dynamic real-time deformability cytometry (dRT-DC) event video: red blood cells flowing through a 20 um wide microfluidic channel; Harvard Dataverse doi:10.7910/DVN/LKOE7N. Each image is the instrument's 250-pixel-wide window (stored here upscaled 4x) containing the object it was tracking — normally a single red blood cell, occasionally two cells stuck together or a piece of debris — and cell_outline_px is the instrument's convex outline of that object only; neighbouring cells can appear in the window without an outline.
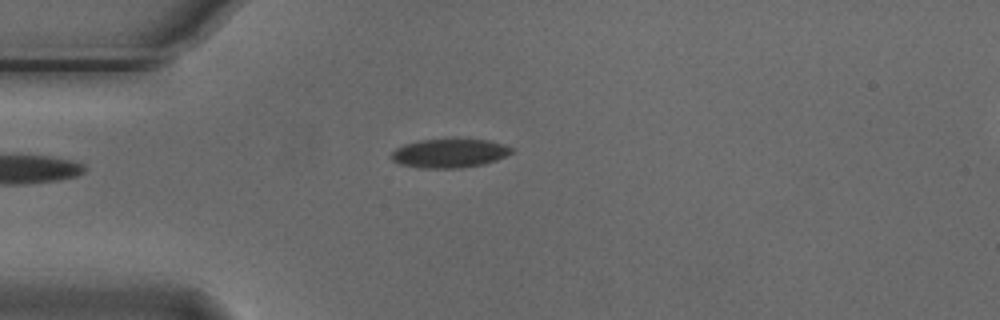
{"species": "Egyptian fruit bat (a non-hibernating species)", "species_latin": "Rousettus aegyptiacus", "temperature_condition": "cold", "stored_images_in_passage": 41, "camera_frame_rate_fps": 3000, "um_per_image_px": 0.085, "animal": {"sex": "male"}, "frame": {"image": 1, "passage_image": 1, "time_ms": 0.0, "image_size_px": [1000, 320], "cell_outline_px": [[516, 152], [496, 160], [484, 164], [460, 168], [420, 168], [400, 164], [392, 160], [388, 156], [396, 148], [404, 144], [420, 140], [488, 140], [504, 144], [512, 148]], "centroid_in_image_um": [38.2, 13.04], "position_along_channel_um": 46.8, "area_um2": 20.23}}
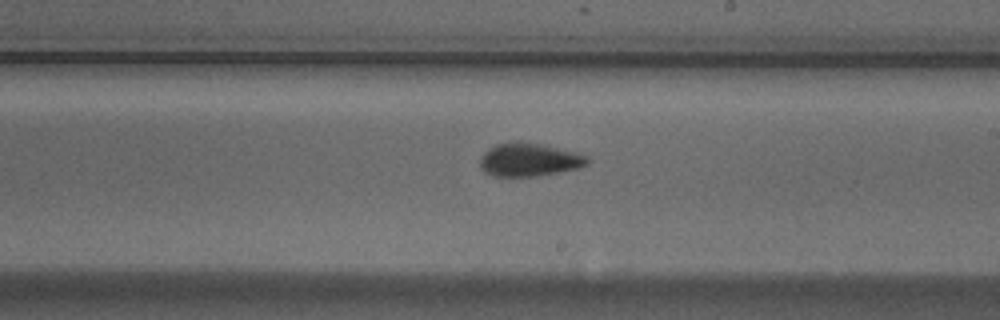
{"frame": {"image": 2, "passage_image": 18, "time_ms": 5.667, "image_size_px": [1000, 320], "cell_outline_px": [[588, 164], [580, 168], [536, 176], [492, 176], [484, 172], [480, 168], [480, 156], [488, 148], [496, 144], [520, 140], [540, 144], [576, 152], [588, 156]], "centroid_in_image_um": [44.95, 13.57], "position_along_channel_um": 244.1, "area_um2": 20.98}}
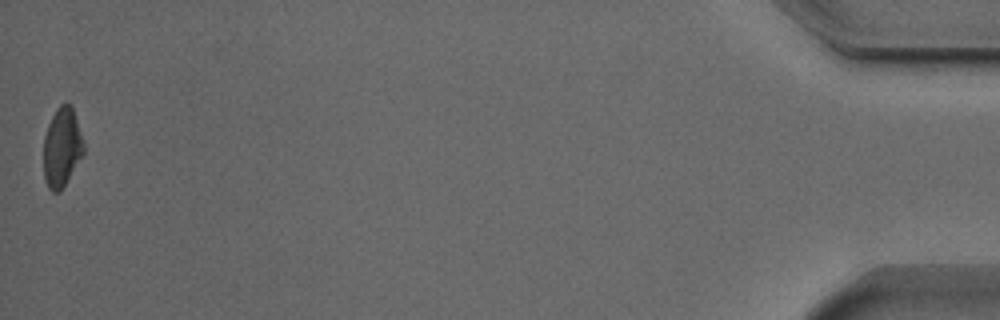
{"frame": {"image": 3, "passage_image": 41, "time_ms": 13.333, "image_size_px": [1000, 320], "cell_outline_px": [[84, 152], [60, 192], [52, 192], [48, 188], [44, 180], [44, 136], [48, 124], [56, 108], [60, 104], [68, 100], [72, 104], [84, 144]], "centroid_in_image_um": [5.25, 12.48], "position_along_channel_um": 429.9, "area_um2": 18.61}, "authors_computed_cell_mechanics": {"area_um2": 19.941, "velocity_mm_per_s": 3.7452, "shape_relaxation_time_tau1_ms": 3.1584, "shape_relaxation_time_tau2_ms": 2.194, "deformation_change_tau1": 0.0989, "deformation_change_tau2": 0.0724}}